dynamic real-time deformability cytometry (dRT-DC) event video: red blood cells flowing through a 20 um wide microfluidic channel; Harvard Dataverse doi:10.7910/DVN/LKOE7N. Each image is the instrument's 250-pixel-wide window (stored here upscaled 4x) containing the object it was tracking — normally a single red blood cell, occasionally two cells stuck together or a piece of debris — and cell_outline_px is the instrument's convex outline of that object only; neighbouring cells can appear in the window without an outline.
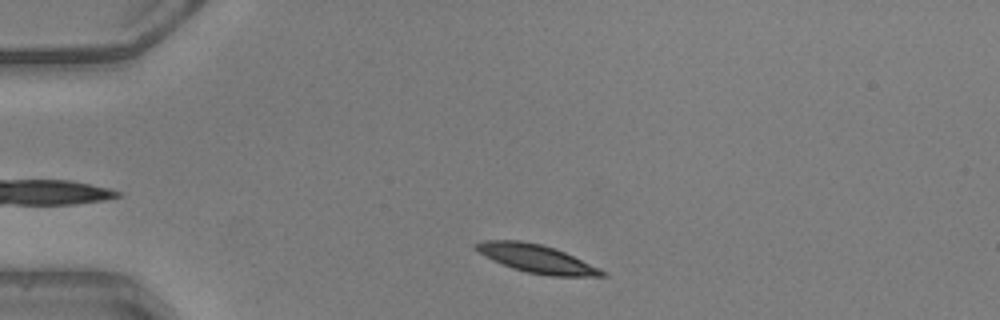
{"species": "common noctule bat (a hibernating species)", "species_latin": "Nyctalus noctula", "temperature_condition": "warm", "stored_images_in_passage": 7, "camera_frame_rate_fps": 3000, "um_per_image_px": 0.085, "animal": {"sex": "male", "body_mass_g": 20.5, "forearm_length_mm": 52.5}, "frame": {"image": 1, "passage_image": 3, "time_ms": 0.667, "image_size_px": [1000, 320], "cell_outline_px": [[608, 276], [548, 276], [528, 272], [512, 268], [492, 260], [484, 256], [472, 248], [472, 244], [484, 240], [520, 240], [540, 244], [564, 252], [600, 268], [608, 272]], "centroid_in_image_um": [45.57, 21.99], "position_along_channel_um": 39.4, "area_um2": 20.75}}